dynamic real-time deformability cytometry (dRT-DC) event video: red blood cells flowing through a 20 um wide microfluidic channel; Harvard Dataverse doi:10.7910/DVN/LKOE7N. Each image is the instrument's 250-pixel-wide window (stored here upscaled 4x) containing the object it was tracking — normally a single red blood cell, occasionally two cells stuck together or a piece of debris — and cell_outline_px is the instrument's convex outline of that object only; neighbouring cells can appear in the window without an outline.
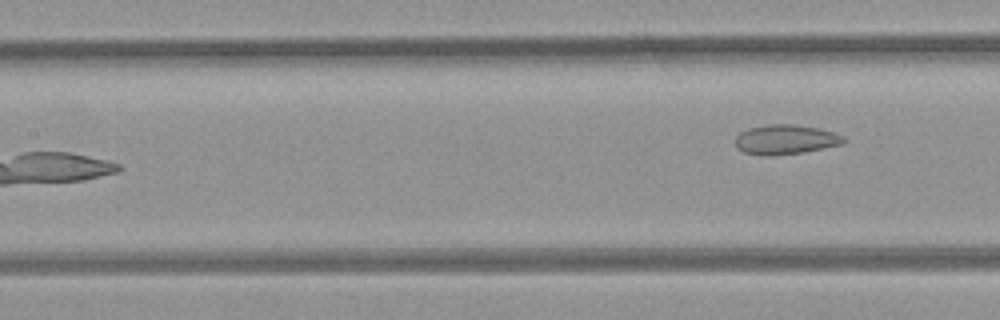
{"species": "common noctule bat (a hibernating species)", "species_latin": "Nyctalus noctula", "temperature_condition": "room temperature", "stored_images_in_passage": 6, "camera_frame_rate_fps": 3000, "um_per_image_px": 0.085, "animal": {"sex": "female", "body_mass_g": 21.9}, "frame": {"image": 1, "passage_image": 6, "time_ms": 1.667, "image_size_px": [1000, 320], "cell_outline_px": [[848, 140], [840, 144], [800, 152], [772, 156], [768, 156], [744, 152], [736, 148], [736, 136], [740, 132], [748, 128], [768, 124], [792, 124], [820, 128], [844, 136]], "centroid_in_image_um": [66.74, 11.84], "position_along_channel_um": 140.7, "area_um2": 18.55}}